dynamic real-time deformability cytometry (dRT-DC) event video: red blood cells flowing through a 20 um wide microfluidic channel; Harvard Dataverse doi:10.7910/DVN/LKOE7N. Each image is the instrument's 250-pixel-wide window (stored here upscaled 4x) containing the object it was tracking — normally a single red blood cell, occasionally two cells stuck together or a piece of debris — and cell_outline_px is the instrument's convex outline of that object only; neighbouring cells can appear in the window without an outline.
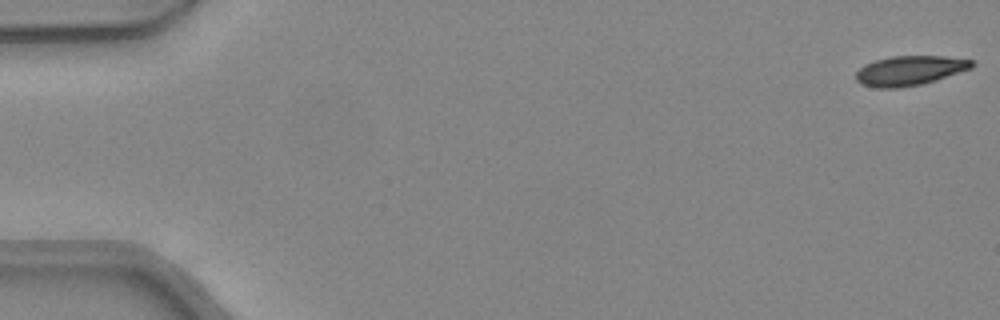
{"species": "common noctule bat (a hibernating species)", "species_latin": "Nyctalus noctula", "temperature_condition": "warm", "stored_images_in_passage": 6, "camera_frame_rate_fps": 3000, "um_per_image_px": 0.085, "animal": {"sex": "female", "body_mass_g": 24.6, "forearm_length_mm": 56.2}, "frame": {"image": 1, "passage_image": 1, "time_ms": 0.0, "image_size_px": [1000, 320], "cell_outline_px": [[976, 64], [972, 68], [936, 80], [920, 84], [900, 88], [876, 88], [860, 84], [856, 80], [856, 72], [864, 64], [876, 60], [892, 56], [944, 56], [972, 60]], "centroid_in_image_um": [77.32, 6.0], "position_along_channel_um": 7.7, "area_um2": 20.06}}